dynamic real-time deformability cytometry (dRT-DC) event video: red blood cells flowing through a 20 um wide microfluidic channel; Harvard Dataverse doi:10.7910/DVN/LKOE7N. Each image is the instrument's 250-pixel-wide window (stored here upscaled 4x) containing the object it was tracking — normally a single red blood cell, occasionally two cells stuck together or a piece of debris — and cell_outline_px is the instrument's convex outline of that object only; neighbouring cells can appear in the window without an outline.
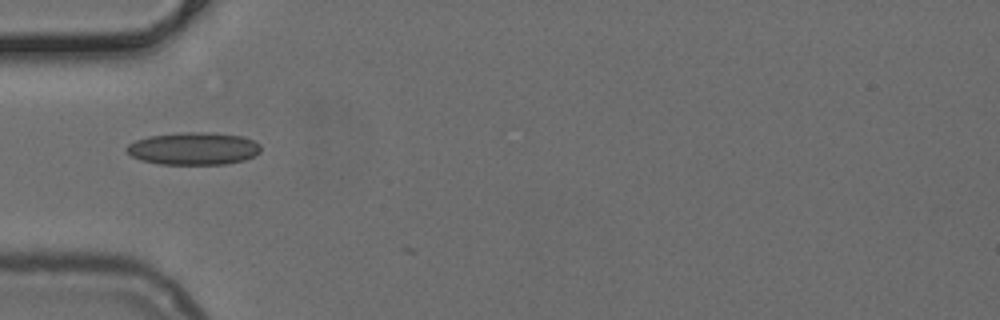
{"species": "common noctule bat (a hibernating species)", "species_latin": "Nyctalus noctula", "temperature_condition": "cold", "stored_images_in_passage": 3, "camera_frame_rate_fps": 3000, "um_per_image_px": 0.085, "animal": {"sex": "female", "body_mass_g": 24.6, "forearm_length_mm": 56.2}, "frame": {"image": 1, "passage_image": 1, "time_ms": 0.0, "image_size_px": [1000, 320], "cell_outline_px": [[260, 152], [244, 160], [224, 164], [160, 164], [140, 160], [132, 156], [124, 148], [128, 144], [136, 140], [148, 136], [180, 132], [212, 132], [244, 136], [260, 144]], "centroid_in_image_um": [16.44, 12.61], "position_along_channel_um": 68.6, "area_um2": 25.55}}